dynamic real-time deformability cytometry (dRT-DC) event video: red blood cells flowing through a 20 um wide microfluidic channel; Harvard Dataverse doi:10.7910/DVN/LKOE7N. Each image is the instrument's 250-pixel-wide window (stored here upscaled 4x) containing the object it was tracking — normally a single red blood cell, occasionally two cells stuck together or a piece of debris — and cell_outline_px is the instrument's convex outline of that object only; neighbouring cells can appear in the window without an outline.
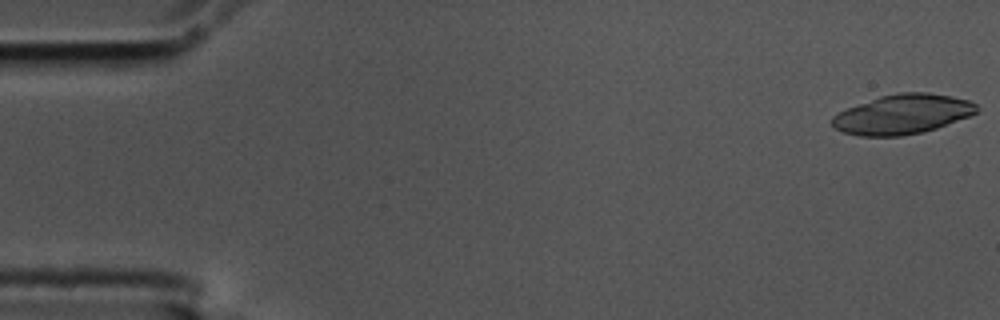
{"species": "common noctule bat (a hibernating species)", "species_latin": "Nyctalus noctula", "temperature_condition": "cold", "stored_images_in_passage": 49, "camera_frame_rate_fps": 3000, "um_per_image_px": 0.085, "animal": {"sex": "male", "body_mass_g": 17.5, "forearm_length_mm": 52.3}, "frame": {"image": 1, "passage_image": 1, "time_ms": 0.0, "image_size_px": [1000, 320], "cell_outline_px": [[980, 108], [972, 116], [924, 132], [900, 136], [860, 136], [844, 132], [836, 128], [832, 124], [832, 116], [848, 108], [880, 96], [900, 92], [928, 92], [952, 96], [968, 100], [976, 104]], "centroid_in_image_um": [76.77, 9.71], "position_along_channel_um": 8.2, "area_um2": 33.35}}